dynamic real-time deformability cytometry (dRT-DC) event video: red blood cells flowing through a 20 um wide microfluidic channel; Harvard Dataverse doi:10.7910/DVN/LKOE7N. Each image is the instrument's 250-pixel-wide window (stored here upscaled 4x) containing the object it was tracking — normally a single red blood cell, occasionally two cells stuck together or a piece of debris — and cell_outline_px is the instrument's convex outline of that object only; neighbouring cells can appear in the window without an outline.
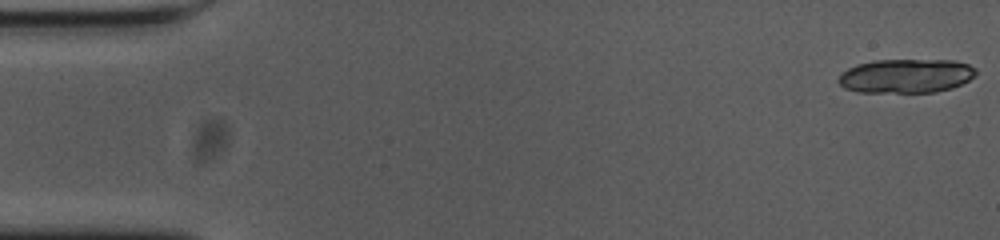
{"species": "common noctule bat (a hibernating species)", "species_latin": "Nyctalus noctula", "temperature_condition": "cold", "stored_images_in_passage": 7, "camera_frame_rate_fps": 3000, "um_per_image_px": 0.085, "animal": {"sex": "female", "body_mass_g": 23.0, "forearm_length_mm": 53.4}, "frame": {"image": 1, "passage_image": 1, "time_ms": 0.0, "image_size_px": [1000, 240], "cell_outline_px": [[976, 72], [968, 80], [952, 88], [936, 92], [860, 92], [844, 88], [836, 80], [848, 68], [856, 64], [876, 60], [952, 60], [968, 64], [976, 68]], "centroid_in_image_um": [77.0, 6.45], "position_along_channel_um": 8.0, "area_um2": 27.17}}